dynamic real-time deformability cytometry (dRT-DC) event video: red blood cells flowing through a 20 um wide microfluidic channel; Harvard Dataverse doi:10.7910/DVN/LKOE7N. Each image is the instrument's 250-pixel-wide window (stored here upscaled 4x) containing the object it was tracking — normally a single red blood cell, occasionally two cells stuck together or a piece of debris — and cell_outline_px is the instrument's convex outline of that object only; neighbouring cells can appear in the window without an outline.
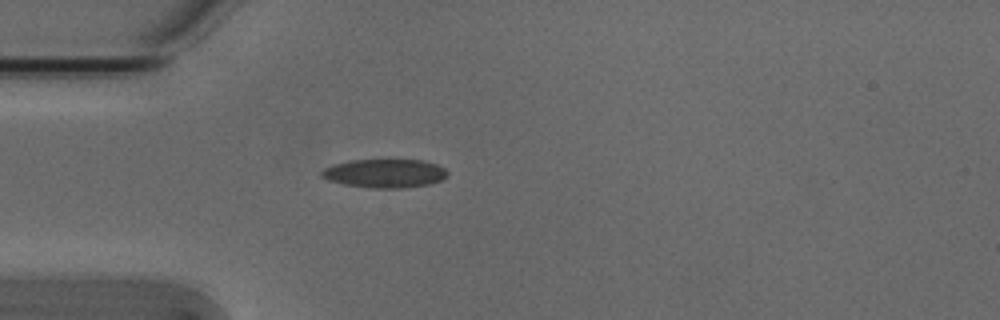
{"species": "Egyptian fruit bat (a non-hibernating species)", "species_latin": "Rousettus aegyptiacus", "temperature_condition": "cold", "stored_images_in_passage": 39, "camera_frame_rate_fps": 3000, "um_per_image_px": 0.085, "animal": {"sex": "male"}, "frame": {"image": 1, "passage_image": 1, "time_ms": 0.0, "image_size_px": [1000, 320], "cell_outline_px": [[448, 176], [440, 180], [428, 184], [404, 188], [372, 188], [344, 184], [328, 180], [320, 176], [320, 172], [324, 168], [332, 164], [348, 160], [424, 160], [436, 164], [444, 168], [448, 172]], "centroid_in_image_um": [32.68, 14.73], "position_along_channel_um": 52.3, "area_um2": 21.1}}
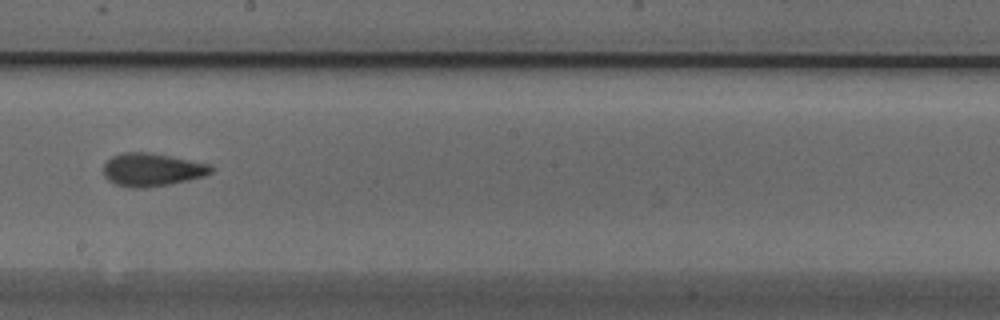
{"frame": {"image": 2, "passage_image": 16, "time_ms": 5.0, "image_size_px": [1000, 320], "cell_outline_px": [[212, 172], [204, 176], [188, 180], [168, 184], [144, 188], [132, 188], [116, 184], [108, 180], [104, 176], [104, 164], [112, 156], [124, 152], [148, 152], [212, 164]], "centroid_in_image_um": [12.92, 14.42], "position_along_channel_um": 235.3, "area_um2": 20.63}}
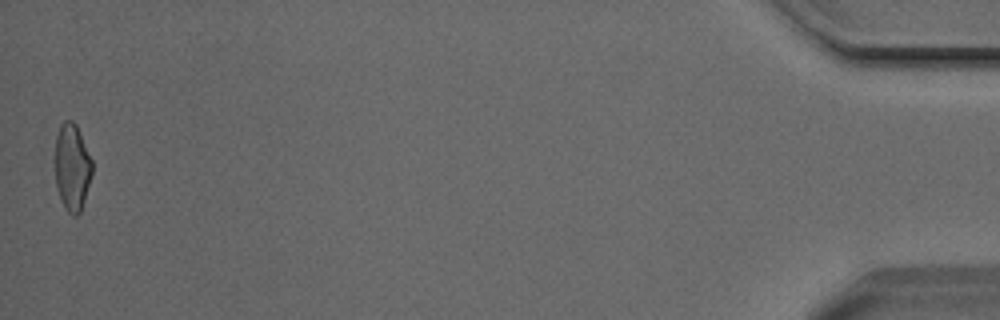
{"frame": {"image": 3, "passage_image": 39, "time_ms": 12.667, "image_size_px": [1000, 320], "cell_outline_px": [[92, 172], [84, 200], [80, 212], [76, 216], [72, 216], [68, 212], [60, 196], [56, 184], [56, 136], [60, 124], [64, 120], [72, 120], [76, 124], [92, 160]], "centroid_in_image_um": [6.13, 14.18], "position_along_channel_um": 429.1, "area_um2": 18.44}, "authors_computed_cell_mechanics": {"area_um2": 19.7098, "velocity_mm_per_s": 3.8264, "shape_relaxation_time_tau1_ms": 5.2502, "shape_relaxation_time_tau2_ms": 2.37, "deformation_change_tau1": 0.1389, "deformation_change_tau2": 0.0953}}